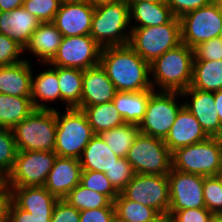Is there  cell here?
<instances>
[{"mask_svg": "<svg viewBox=\"0 0 222 222\" xmlns=\"http://www.w3.org/2000/svg\"><path fill=\"white\" fill-rule=\"evenodd\" d=\"M129 24V4L125 0H118L95 7L89 35L101 48L127 45L130 33L124 31L129 28Z\"/></svg>", "mask_w": 222, "mask_h": 222, "instance_id": "277c9868", "label": "cell"}, {"mask_svg": "<svg viewBox=\"0 0 222 222\" xmlns=\"http://www.w3.org/2000/svg\"><path fill=\"white\" fill-rule=\"evenodd\" d=\"M80 222H115L114 207L81 210Z\"/></svg>", "mask_w": 222, "mask_h": 222, "instance_id": "f6af8a7d", "label": "cell"}, {"mask_svg": "<svg viewBox=\"0 0 222 222\" xmlns=\"http://www.w3.org/2000/svg\"><path fill=\"white\" fill-rule=\"evenodd\" d=\"M212 1L214 0H166V4L171 8L173 15L180 18L195 9L210 4Z\"/></svg>", "mask_w": 222, "mask_h": 222, "instance_id": "ee69618b", "label": "cell"}, {"mask_svg": "<svg viewBox=\"0 0 222 222\" xmlns=\"http://www.w3.org/2000/svg\"><path fill=\"white\" fill-rule=\"evenodd\" d=\"M42 101H54L60 99V87L57 77V66H51L49 70L31 77V99L35 109L55 110V108L46 106Z\"/></svg>", "mask_w": 222, "mask_h": 222, "instance_id": "4316f807", "label": "cell"}, {"mask_svg": "<svg viewBox=\"0 0 222 222\" xmlns=\"http://www.w3.org/2000/svg\"><path fill=\"white\" fill-rule=\"evenodd\" d=\"M208 137L196 117L183 106L164 142L173 153L179 148L204 141Z\"/></svg>", "mask_w": 222, "mask_h": 222, "instance_id": "ffe728a7", "label": "cell"}, {"mask_svg": "<svg viewBox=\"0 0 222 222\" xmlns=\"http://www.w3.org/2000/svg\"><path fill=\"white\" fill-rule=\"evenodd\" d=\"M24 0H0V12L12 11L23 6Z\"/></svg>", "mask_w": 222, "mask_h": 222, "instance_id": "c3c4849f", "label": "cell"}, {"mask_svg": "<svg viewBox=\"0 0 222 222\" xmlns=\"http://www.w3.org/2000/svg\"><path fill=\"white\" fill-rule=\"evenodd\" d=\"M194 61H219L222 60V42L212 38L193 48Z\"/></svg>", "mask_w": 222, "mask_h": 222, "instance_id": "ab89813d", "label": "cell"}, {"mask_svg": "<svg viewBox=\"0 0 222 222\" xmlns=\"http://www.w3.org/2000/svg\"><path fill=\"white\" fill-rule=\"evenodd\" d=\"M23 51L24 48L12 38L0 34V66L12 65L23 61L24 59L19 58Z\"/></svg>", "mask_w": 222, "mask_h": 222, "instance_id": "60d3db41", "label": "cell"}, {"mask_svg": "<svg viewBox=\"0 0 222 222\" xmlns=\"http://www.w3.org/2000/svg\"><path fill=\"white\" fill-rule=\"evenodd\" d=\"M155 91H117L112 102L125 123L138 125L145 115L149 98Z\"/></svg>", "mask_w": 222, "mask_h": 222, "instance_id": "cb8c5ba5", "label": "cell"}, {"mask_svg": "<svg viewBox=\"0 0 222 222\" xmlns=\"http://www.w3.org/2000/svg\"><path fill=\"white\" fill-rule=\"evenodd\" d=\"M13 203L31 214L36 222H50L59 200L44 186L9 187Z\"/></svg>", "mask_w": 222, "mask_h": 222, "instance_id": "9a60e30c", "label": "cell"}, {"mask_svg": "<svg viewBox=\"0 0 222 222\" xmlns=\"http://www.w3.org/2000/svg\"><path fill=\"white\" fill-rule=\"evenodd\" d=\"M116 1H118V0H88V3L91 6L98 7V6L113 3V2H116Z\"/></svg>", "mask_w": 222, "mask_h": 222, "instance_id": "f907efd6", "label": "cell"}, {"mask_svg": "<svg viewBox=\"0 0 222 222\" xmlns=\"http://www.w3.org/2000/svg\"><path fill=\"white\" fill-rule=\"evenodd\" d=\"M181 41L192 49L212 38H217L222 28V8L216 0L179 18Z\"/></svg>", "mask_w": 222, "mask_h": 222, "instance_id": "30bf717a", "label": "cell"}, {"mask_svg": "<svg viewBox=\"0 0 222 222\" xmlns=\"http://www.w3.org/2000/svg\"><path fill=\"white\" fill-rule=\"evenodd\" d=\"M182 96H192L189 103H183L200 123L209 137H222V124L215 107L214 92L188 88L181 92Z\"/></svg>", "mask_w": 222, "mask_h": 222, "instance_id": "e0dca14e", "label": "cell"}, {"mask_svg": "<svg viewBox=\"0 0 222 222\" xmlns=\"http://www.w3.org/2000/svg\"><path fill=\"white\" fill-rule=\"evenodd\" d=\"M94 10L89 3L61 2L53 23L63 37L89 35Z\"/></svg>", "mask_w": 222, "mask_h": 222, "instance_id": "2e32d148", "label": "cell"}, {"mask_svg": "<svg viewBox=\"0 0 222 222\" xmlns=\"http://www.w3.org/2000/svg\"><path fill=\"white\" fill-rule=\"evenodd\" d=\"M31 65L27 59L0 66V93L31 98Z\"/></svg>", "mask_w": 222, "mask_h": 222, "instance_id": "7402d4cb", "label": "cell"}, {"mask_svg": "<svg viewBox=\"0 0 222 222\" xmlns=\"http://www.w3.org/2000/svg\"><path fill=\"white\" fill-rule=\"evenodd\" d=\"M61 2L88 3V0H61Z\"/></svg>", "mask_w": 222, "mask_h": 222, "instance_id": "11a10c76", "label": "cell"}, {"mask_svg": "<svg viewBox=\"0 0 222 222\" xmlns=\"http://www.w3.org/2000/svg\"><path fill=\"white\" fill-rule=\"evenodd\" d=\"M168 216L175 222H210L214 217L206 208L168 211Z\"/></svg>", "mask_w": 222, "mask_h": 222, "instance_id": "b9f144b4", "label": "cell"}, {"mask_svg": "<svg viewBox=\"0 0 222 222\" xmlns=\"http://www.w3.org/2000/svg\"><path fill=\"white\" fill-rule=\"evenodd\" d=\"M210 222H222V215H214Z\"/></svg>", "mask_w": 222, "mask_h": 222, "instance_id": "db71d44e", "label": "cell"}, {"mask_svg": "<svg viewBox=\"0 0 222 222\" xmlns=\"http://www.w3.org/2000/svg\"><path fill=\"white\" fill-rule=\"evenodd\" d=\"M172 168L204 177L217 176L222 171L220 137H208L177 149L172 153Z\"/></svg>", "mask_w": 222, "mask_h": 222, "instance_id": "5b68a950", "label": "cell"}, {"mask_svg": "<svg viewBox=\"0 0 222 222\" xmlns=\"http://www.w3.org/2000/svg\"><path fill=\"white\" fill-rule=\"evenodd\" d=\"M105 175L113 187L120 193L133 179L135 172L126 158H119Z\"/></svg>", "mask_w": 222, "mask_h": 222, "instance_id": "f35d334b", "label": "cell"}, {"mask_svg": "<svg viewBox=\"0 0 222 222\" xmlns=\"http://www.w3.org/2000/svg\"><path fill=\"white\" fill-rule=\"evenodd\" d=\"M50 222H80V211L59 199L54 207Z\"/></svg>", "mask_w": 222, "mask_h": 222, "instance_id": "7bdbcfd3", "label": "cell"}, {"mask_svg": "<svg viewBox=\"0 0 222 222\" xmlns=\"http://www.w3.org/2000/svg\"><path fill=\"white\" fill-rule=\"evenodd\" d=\"M113 205L117 222H149L159 215L152 207L127 199L121 192Z\"/></svg>", "mask_w": 222, "mask_h": 222, "instance_id": "d6a6232c", "label": "cell"}, {"mask_svg": "<svg viewBox=\"0 0 222 222\" xmlns=\"http://www.w3.org/2000/svg\"><path fill=\"white\" fill-rule=\"evenodd\" d=\"M193 62V49L184 43L168 50L150 63V75L154 77L152 88L159 85L161 91L167 92L188 89L192 82Z\"/></svg>", "mask_w": 222, "mask_h": 222, "instance_id": "7a4b0ae2", "label": "cell"}, {"mask_svg": "<svg viewBox=\"0 0 222 222\" xmlns=\"http://www.w3.org/2000/svg\"><path fill=\"white\" fill-rule=\"evenodd\" d=\"M140 130L138 125L124 123L121 126L114 127L98 134L107 144L110 150L120 158H126L129 149L132 147L135 138Z\"/></svg>", "mask_w": 222, "mask_h": 222, "instance_id": "4dcf8cb0", "label": "cell"}, {"mask_svg": "<svg viewBox=\"0 0 222 222\" xmlns=\"http://www.w3.org/2000/svg\"><path fill=\"white\" fill-rule=\"evenodd\" d=\"M169 180V211L206 208L203 192L204 176L171 168Z\"/></svg>", "mask_w": 222, "mask_h": 222, "instance_id": "5bb4252c", "label": "cell"}, {"mask_svg": "<svg viewBox=\"0 0 222 222\" xmlns=\"http://www.w3.org/2000/svg\"><path fill=\"white\" fill-rule=\"evenodd\" d=\"M203 192L206 209L222 215V182L218 176L204 177Z\"/></svg>", "mask_w": 222, "mask_h": 222, "instance_id": "8d00e7d4", "label": "cell"}, {"mask_svg": "<svg viewBox=\"0 0 222 222\" xmlns=\"http://www.w3.org/2000/svg\"><path fill=\"white\" fill-rule=\"evenodd\" d=\"M149 222H165V215L159 214L154 220Z\"/></svg>", "mask_w": 222, "mask_h": 222, "instance_id": "f5cc1de1", "label": "cell"}, {"mask_svg": "<svg viewBox=\"0 0 222 222\" xmlns=\"http://www.w3.org/2000/svg\"><path fill=\"white\" fill-rule=\"evenodd\" d=\"M84 70L57 67L60 87V99L66 102V108H78L81 105Z\"/></svg>", "mask_w": 222, "mask_h": 222, "instance_id": "f1b7e54d", "label": "cell"}, {"mask_svg": "<svg viewBox=\"0 0 222 222\" xmlns=\"http://www.w3.org/2000/svg\"><path fill=\"white\" fill-rule=\"evenodd\" d=\"M217 176L220 178V180L222 182V171Z\"/></svg>", "mask_w": 222, "mask_h": 222, "instance_id": "91938a15", "label": "cell"}, {"mask_svg": "<svg viewBox=\"0 0 222 222\" xmlns=\"http://www.w3.org/2000/svg\"><path fill=\"white\" fill-rule=\"evenodd\" d=\"M63 35L53 22H41L33 32L24 50L29 49L33 55L39 57L40 64L49 63L57 54Z\"/></svg>", "mask_w": 222, "mask_h": 222, "instance_id": "603a6c76", "label": "cell"}, {"mask_svg": "<svg viewBox=\"0 0 222 222\" xmlns=\"http://www.w3.org/2000/svg\"><path fill=\"white\" fill-rule=\"evenodd\" d=\"M181 92H154L148 101L147 110L138 124L141 133L165 140L184 104L178 105Z\"/></svg>", "mask_w": 222, "mask_h": 222, "instance_id": "8fae6325", "label": "cell"}, {"mask_svg": "<svg viewBox=\"0 0 222 222\" xmlns=\"http://www.w3.org/2000/svg\"><path fill=\"white\" fill-rule=\"evenodd\" d=\"M165 222H175L168 215H165Z\"/></svg>", "mask_w": 222, "mask_h": 222, "instance_id": "9f6ffc18", "label": "cell"}, {"mask_svg": "<svg viewBox=\"0 0 222 222\" xmlns=\"http://www.w3.org/2000/svg\"><path fill=\"white\" fill-rule=\"evenodd\" d=\"M181 43L180 19L174 17L159 26L131 28L128 45L150 64Z\"/></svg>", "mask_w": 222, "mask_h": 222, "instance_id": "8992f818", "label": "cell"}, {"mask_svg": "<svg viewBox=\"0 0 222 222\" xmlns=\"http://www.w3.org/2000/svg\"><path fill=\"white\" fill-rule=\"evenodd\" d=\"M5 129L4 125L2 124L1 120H0V130Z\"/></svg>", "mask_w": 222, "mask_h": 222, "instance_id": "680465c9", "label": "cell"}, {"mask_svg": "<svg viewBox=\"0 0 222 222\" xmlns=\"http://www.w3.org/2000/svg\"><path fill=\"white\" fill-rule=\"evenodd\" d=\"M129 5L132 2H139V1H147V2H166V0H125Z\"/></svg>", "mask_w": 222, "mask_h": 222, "instance_id": "816d5d0a", "label": "cell"}, {"mask_svg": "<svg viewBox=\"0 0 222 222\" xmlns=\"http://www.w3.org/2000/svg\"><path fill=\"white\" fill-rule=\"evenodd\" d=\"M63 200L79 211L114 207L113 202L106 195L89 190L80 183Z\"/></svg>", "mask_w": 222, "mask_h": 222, "instance_id": "836d02e7", "label": "cell"}, {"mask_svg": "<svg viewBox=\"0 0 222 222\" xmlns=\"http://www.w3.org/2000/svg\"><path fill=\"white\" fill-rule=\"evenodd\" d=\"M190 88L208 92L222 90V60L194 61Z\"/></svg>", "mask_w": 222, "mask_h": 222, "instance_id": "83f0119b", "label": "cell"}, {"mask_svg": "<svg viewBox=\"0 0 222 222\" xmlns=\"http://www.w3.org/2000/svg\"><path fill=\"white\" fill-rule=\"evenodd\" d=\"M95 134L123 125L125 122L120 116L113 102L85 107L82 110Z\"/></svg>", "mask_w": 222, "mask_h": 222, "instance_id": "1f68e13d", "label": "cell"}, {"mask_svg": "<svg viewBox=\"0 0 222 222\" xmlns=\"http://www.w3.org/2000/svg\"><path fill=\"white\" fill-rule=\"evenodd\" d=\"M56 139L54 152L58 157L80 159L84 148L95 135L85 113L67 108L65 114L56 110Z\"/></svg>", "mask_w": 222, "mask_h": 222, "instance_id": "52a82bcc", "label": "cell"}, {"mask_svg": "<svg viewBox=\"0 0 222 222\" xmlns=\"http://www.w3.org/2000/svg\"><path fill=\"white\" fill-rule=\"evenodd\" d=\"M13 203L11 189L3 182H0V222H8L10 208Z\"/></svg>", "mask_w": 222, "mask_h": 222, "instance_id": "bcb514c9", "label": "cell"}, {"mask_svg": "<svg viewBox=\"0 0 222 222\" xmlns=\"http://www.w3.org/2000/svg\"><path fill=\"white\" fill-rule=\"evenodd\" d=\"M40 21L23 7L0 12V34L12 38L25 48Z\"/></svg>", "mask_w": 222, "mask_h": 222, "instance_id": "44dd1931", "label": "cell"}, {"mask_svg": "<svg viewBox=\"0 0 222 222\" xmlns=\"http://www.w3.org/2000/svg\"><path fill=\"white\" fill-rule=\"evenodd\" d=\"M99 64L113 82L117 91L154 90L150 76H148L150 74V64L128 44L102 48Z\"/></svg>", "mask_w": 222, "mask_h": 222, "instance_id": "6da1fadb", "label": "cell"}, {"mask_svg": "<svg viewBox=\"0 0 222 222\" xmlns=\"http://www.w3.org/2000/svg\"><path fill=\"white\" fill-rule=\"evenodd\" d=\"M130 21L132 17L139 25L132 28L159 26L169 23L175 16L166 2H132L129 5Z\"/></svg>", "mask_w": 222, "mask_h": 222, "instance_id": "d4e9b609", "label": "cell"}, {"mask_svg": "<svg viewBox=\"0 0 222 222\" xmlns=\"http://www.w3.org/2000/svg\"><path fill=\"white\" fill-rule=\"evenodd\" d=\"M101 50L90 35L63 37L57 54L47 64L86 70L99 64Z\"/></svg>", "mask_w": 222, "mask_h": 222, "instance_id": "4fadbf2b", "label": "cell"}, {"mask_svg": "<svg viewBox=\"0 0 222 222\" xmlns=\"http://www.w3.org/2000/svg\"><path fill=\"white\" fill-rule=\"evenodd\" d=\"M215 107L218 112L220 122L222 124V90L214 92Z\"/></svg>", "mask_w": 222, "mask_h": 222, "instance_id": "681fc988", "label": "cell"}, {"mask_svg": "<svg viewBox=\"0 0 222 222\" xmlns=\"http://www.w3.org/2000/svg\"><path fill=\"white\" fill-rule=\"evenodd\" d=\"M218 38L221 40V42H222V28H221V30H220V33H219V35H218Z\"/></svg>", "mask_w": 222, "mask_h": 222, "instance_id": "6f0895ef", "label": "cell"}, {"mask_svg": "<svg viewBox=\"0 0 222 222\" xmlns=\"http://www.w3.org/2000/svg\"><path fill=\"white\" fill-rule=\"evenodd\" d=\"M116 92L113 82L100 64L88 68L83 74L81 105L78 109L111 102Z\"/></svg>", "mask_w": 222, "mask_h": 222, "instance_id": "ac0fdd59", "label": "cell"}, {"mask_svg": "<svg viewBox=\"0 0 222 222\" xmlns=\"http://www.w3.org/2000/svg\"><path fill=\"white\" fill-rule=\"evenodd\" d=\"M56 109H35L11 131L18 151H54Z\"/></svg>", "mask_w": 222, "mask_h": 222, "instance_id": "3957f363", "label": "cell"}, {"mask_svg": "<svg viewBox=\"0 0 222 222\" xmlns=\"http://www.w3.org/2000/svg\"><path fill=\"white\" fill-rule=\"evenodd\" d=\"M82 167L76 158H56L44 187L58 199H63L81 179Z\"/></svg>", "mask_w": 222, "mask_h": 222, "instance_id": "d6986e66", "label": "cell"}, {"mask_svg": "<svg viewBox=\"0 0 222 222\" xmlns=\"http://www.w3.org/2000/svg\"><path fill=\"white\" fill-rule=\"evenodd\" d=\"M17 151L11 129L0 130V181H3L13 169Z\"/></svg>", "mask_w": 222, "mask_h": 222, "instance_id": "e575fe53", "label": "cell"}, {"mask_svg": "<svg viewBox=\"0 0 222 222\" xmlns=\"http://www.w3.org/2000/svg\"><path fill=\"white\" fill-rule=\"evenodd\" d=\"M218 2V4L220 5V7L222 8V0H216Z\"/></svg>", "mask_w": 222, "mask_h": 222, "instance_id": "94428289", "label": "cell"}, {"mask_svg": "<svg viewBox=\"0 0 222 222\" xmlns=\"http://www.w3.org/2000/svg\"><path fill=\"white\" fill-rule=\"evenodd\" d=\"M34 110L31 98L0 93V120L5 128L12 129Z\"/></svg>", "mask_w": 222, "mask_h": 222, "instance_id": "f546056e", "label": "cell"}, {"mask_svg": "<svg viewBox=\"0 0 222 222\" xmlns=\"http://www.w3.org/2000/svg\"><path fill=\"white\" fill-rule=\"evenodd\" d=\"M61 0H24L23 8L40 22H53Z\"/></svg>", "mask_w": 222, "mask_h": 222, "instance_id": "74e56055", "label": "cell"}, {"mask_svg": "<svg viewBox=\"0 0 222 222\" xmlns=\"http://www.w3.org/2000/svg\"><path fill=\"white\" fill-rule=\"evenodd\" d=\"M8 222H36L31 214L12 203Z\"/></svg>", "mask_w": 222, "mask_h": 222, "instance_id": "7dc6e473", "label": "cell"}, {"mask_svg": "<svg viewBox=\"0 0 222 222\" xmlns=\"http://www.w3.org/2000/svg\"><path fill=\"white\" fill-rule=\"evenodd\" d=\"M126 159L135 174L167 176L172 168V153L163 139L139 132Z\"/></svg>", "mask_w": 222, "mask_h": 222, "instance_id": "ba28073f", "label": "cell"}, {"mask_svg": "<svg viewBox=\"0 0 222 222\" xmlns=\"http://www.w3.org/2000/svg\"><path fill=\"white\" fill-rule=\"evenodd\" d=\"M80 184L89 190L106 195L112 202L119 195L105 173L102 172L82 170Z\"/></svg>", "mask_w": 222, "mask_h": 222, "instance_id": "d590c367", "label": "cell"}, {"mask_svg": "<svg viewBox=\"0 0 222 222\" xmlns=\"http://www.w3.org/2000/svg\"><path fill=\"white\" fill-rule=\"evenodd\" d=\"M121 193L127 199L152 207L161 215H168L170 191L167 176L135 174Z\"/></svg>", "mask_w": 222, "mask_h": 222, "instance_id": "7c38bea8", "label": "cell"}, {"mask_svg": "<svg viewBox=\"0 0 222 222\" xmlns=\"http://www.w3.org/2000/svg\"><path fill=\"white\" fill-rule=\"evenodd\" d=\"M56 158L54 151H17L13 169L3 182L8 187L44 186Z\"/></svg>", "mask_w": 222, "mask_h": 222, "instance_id": "9c48e42d", "label": "cell"}, {"mask_svg": "<svg viewBox=\"0 0 222 222\" xmlns=\"http://www.w3.org/2000/svg\"><path fill=\"white\" fill-rule=\"evenodd\" d=\"M107 144L95 134L84 148L80 157L82 170H92L106 173L119 160Z\"/></svg>", "mask_w": 222, "mask_h": 222, "instance_id": "484cf974", "label": "cell"}]
</instances>
